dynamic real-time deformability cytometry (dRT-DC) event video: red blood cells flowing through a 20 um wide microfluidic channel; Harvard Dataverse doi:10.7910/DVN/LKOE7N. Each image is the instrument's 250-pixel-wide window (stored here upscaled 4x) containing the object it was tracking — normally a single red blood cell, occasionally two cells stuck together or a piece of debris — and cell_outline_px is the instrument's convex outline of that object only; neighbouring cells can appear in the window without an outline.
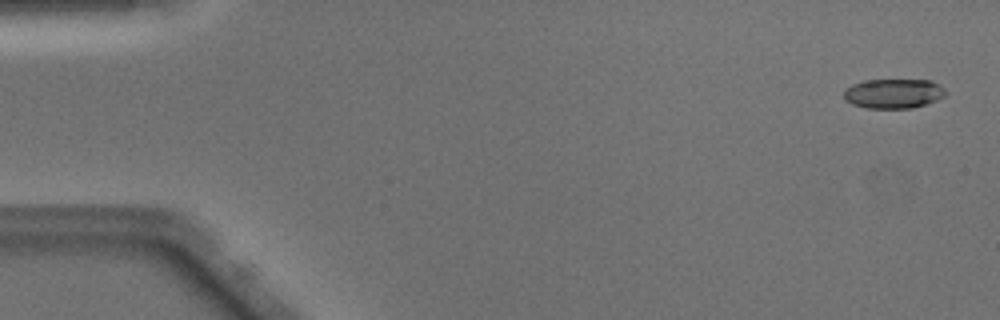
{"species": "Egyptian fruit bat (a non-hibernating species)", "species_latin": "Rousettus aegyptiacus", "temperature_condition": "warm", "stored_images_in_passage": 49, "camera_frame_rate_fps": 3000, "um_per_image_px": 0.085, "animal": {"sex": "male"}, "frame": {"image": 1, "passage_image": 2, "time_ms": 0.333, "image_size_px": [1000, 320], "cell_outline_px": [[948, 92], [944, 96], [936, 100], [912, 108], [868, 108], [852, 104], [844, 100], [844, 92], [852, 84], [864, 80], [932, 80], [944, 88]], "centroid_in_image_um": [75.95, 7.94], "position_along_channel_um": 9.0, "area_um2": 17.51}}
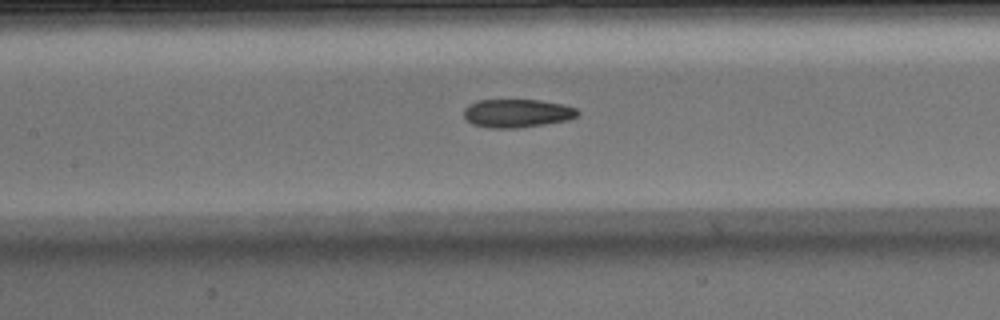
{"frame": {"image": 2, "passage_image": 23, "time_ms": 7.333, "image_size_px": [1000, 320], "cell_outline_px": [[580, 112], [576, 116], [568, 120], [544, 124], [516, 128], [488, 128], [472, 124], [464, 116], [464, 108], [468, 104], [476, 100], [540, 100], [564, 104], [576, 108]], "centroid_in_image_um": [43.94, 9.62], "position_along_channel_um": 163.5, "area_um2": 18.9}}
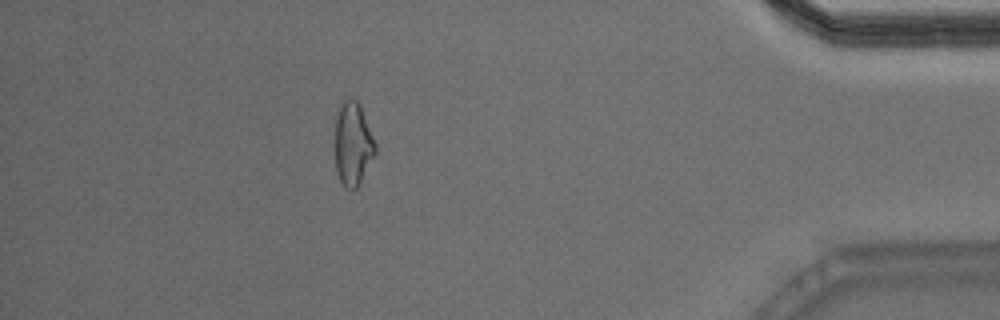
{"frame": {"image": 3, "passage_image": 44, "time_ms": 14.333, "image_size_px": [1000, 320], "cell_outline_px": [[376, 152], [356, 188], [344, 188], [336, 172], [336, 116], [344, 100], [356, 100], [360, 104], [376, 144]], "centroid_in_image_um": [30.0, 12.24], "position_along_channel_um": 405.2, "area_um2": 19.07}, "authors_computed_cell_mechanics": {"area_um2": 19.074, "velocity_mm_per_s": 4.1161, "shape_relaxation_time_tau1_ms": null, "shape_relaxation_time_tau2_ms": 2.3159, "deformation_change_tau1": null, "deformation_change_tau2": 0.0943}}